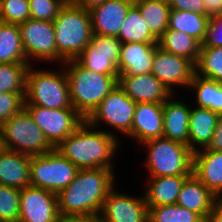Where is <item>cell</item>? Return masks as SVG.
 I'll return each instance as SVG.
<instances>
[{
    "label": "cell",
    "instance_id": "f6af8a7d",
    "mask_svg": "<svg viewBox=\"0 0 222 222\" xmlns=\"http://www.w3.org/2000/svg\"><path fill=\"white\" fill-rule=\"evenodd\" d=\"M72 4L90 11L92 8L101 5L106 0H69Z\"/></svg>",
    "mask_w": 222,
    "mask_h": 222
},
{
    "label": "cell",
    "instance_id": "f35d334b",
    "mask_svg": "<svg viewBox=\"0 0 222 222\" xmlns=\"http://www.w3.org/2000/svg\"><path fill=\"white\" fill-rule=\"evenodd\" d=\"M201 47H222V13L210 16L206 37Z\"/></svg>",
    "mask_w": 222,
    "mask_h": 222
},
{
    "label": "cell",
    "instance_id": "7a4b0ae2",
    "mask_svg": "<svg viewBox=\"0 0 222 222\" xmlns=\"http://www.w3.org/2000/svg\"><path fill=\"white\" fill-rule=\"evenodd\" d=\"M106 130H97L86 120L55 149L79 169L114 170L113 157L120 149L119 139Z\"/></svg>",
    "mask_w": 222,
    "mask_h": 222
},
{
    "label": "cell",
    "instance_id": "74e56055",
    "mask_svg": "<svg viewBox=\"0 0 222 222\" xmlns=\"http://www.w3.org/2000/svg\"><path fill=\"white\" fill-rule=\"evenodd\" d=\"M25 95L0 93V124L6 122L25 106Z\"/></svg>",
    "mask_w": 222,
    "mask_h": 222
},
{
    "label": "cell",
    "instance_id": "9c48e42d",
    "mask_svg": "<svg viewBox=\"0 0 222 222\" xmlns=\"http://www.w3.org/2000/svg\"><path fill=\"white\" fill-rule=\"evenodd\" d=\"M136 104L117 85L100 102L86 121L95 128H99L100 123H105V125H109L110 129L111 127L113 129V131L107 130L108 133L114 134L112 132H115V129L117 132L127 136L131 132Z\"/></svg>",
    "mask_w": 222,
    "mask_h": 222
},
{
    "label": "cell",
    "instance_id": "7c38bea8",
    "mask_svg": "<svg viewBox=\"0 0 222 222\" xmlns=\"http://www.w3.org/2000/svg\"><path fill=\"white\" fill-rule=\"evenodd\" d=\"M121 41L116 36L92 34L91 42L75 59L90 71L119 75Z\"/></svg>",
    "mask_w": 222,
    "mask_h": 222
},
{
    "label": "cell",
    "instance_id": "e0dca14e",
    "mask_svg": "<svg viewBox=\"0 0 222 222\" xmlns=\"http://www.w3.org/2000/svg\"><path fill=\"white\" fill-rule=\"evenodd\" d=\"M163 104L137 103L131 132L127 135L137 143L157 139L163 135Z\"/></svg>",
    "mask_w": 222,
    "mask_h": 222
},
{
    "label": "cell",
    "instance_id": "ac0fdd59",
    "mask_svg": "<svg viewBox=\"0 0 222 222\" xmlns=\"http://www.w3.org/2000/svg\"><path fill=\"white\" fill-rule=\"evenodd\" d=\"M133 4L134 0H106L92 8L89 11L92 32L117 37L127 12Z\"/></svg>",
    "mask_w": 222,
    "mask_h": 222
},
{
    "label": "cell",
    "instance_id": "b9f144b4",
    "mask_svg": "<svg viewBox=\"0 0 222 222\" xmlns=\"http://www.w3.org/2000/svg\"><path fill=\"white\" fill-rule=\"evenodd\" d=\"M206 8V15L222 13V0H203Z\"/></svg>",
    "mask_w": 222,
    "mask_h": 222
},
{
    "label": "cell",
    "instance_id": "8fae6325",
    "mask_svg": "<svg viewBox=\"0 0 222 222\" xmlns=\"http://www.w3.org/2000/svg\"><path fill=\"white\" fill-rule=\"evenodd\" d=\"M21 42L26 59L56 63L57 46L55 41V30L53 21L28 19L19 24Z\"/></svg>",
    "mask_w": 222,
    "mask_h": 222
},
{
    "label": "cell",
    "instance_id": "52a82bcc",
    "mask_svg": "<svg viewBox=\"0 0 222 222\" xmlns=\"http://www.w3.org/2000/svg\"><path fill=\"white\" fill-rule=\"evenodd\" d=\"M78 171L79 168L54 148L31 156L30 185L58 194L74 180Z\"/></svg>",
    "mask_w": 222,
    "mask_h": 222
},
{
    "label": "cell",
    "instance_id": "d590c367",
    "mask_svg": "<svg viewBox=\"0 0 222 222\" xmlns=\"http://www.w3.org/2000/svg\"><path fill=\"white\" fill-rule=\"evenodd\" d=\"M28 19L29 0H0V22L19 25Z\"/></svg>",
    "mask_w": 222,
    "mask_h": 222
},
{
    "label": "cell",
    "instance_id": "4dcf8cb0",
    "mask_svg": "<svg viewBox=\"0 0 222 222\" xmlns=\"http://www.w3.org/2000/svg\"><path fill=\"white\" fill-rule=\"evenodd\" d=\"M147 21L150 32L159 39L168 28L171 6L163 0H134Z\"/></svg>",
    "mask_w": 222,
    "mask_h": 222
},
{
    "label": "cell",
    "instance_id": "1f68e13d",
    "mask_svg": "<svg viewBox=\"0 0 222 222\" xmlns=\"http://www.w3.org/2000/svg\"><path fill=\"white\" fill-rule=\"evenodd\" d=\"M29 63L0 64V93L26 94Z\"/></svg>",
    "mask_w": 222,
    "mask_h": 222
},
{
    "label": "cell",
    "instance_id": "484cf974",
    "mask_svg": "<svg viewBox=\"0 0 222 222\" xmlns=\"http://www.w3.org/2000/svg\"><path fill=\"white\" fill-rule=\"evenodd\" d=\"M158 45L164 51L189 59L194 65L201 48V43L196 38L175 29H166L158 39Z\"/></svg>",
    "mask_w": 222,
    "mask_h": 222
},
{
    "label": "cell",
    "instance_id": "7bdbcfd3",
    "mask_svg": "<svg viewBox=\"0 0 222 222\" xmlns=\"http://www.w3.org/2000/svg\"><path fill=\"white\" fill-rule=\"evenodd\" d=\"M61 222H104L100 215L71 216L62 218Z\"/></svg>",
    "mask_w": 222,
    "mask_h": 222
},
{
    "label": "cell",
    "instance_id": "bcb514c9",
    "mask_svg": "<svg viewBox=\"0 0 222 222\" xmlns=\"http://www.w3.org/2000/svg\"><path fill=\"white\" fill-rule=\"evenodd\" d=\"M5 150H6V145L3 137L2 127L0 124V152H4Z\"/></svg>",
    "mask_w": 222,
    "mask_h": 222
},
{
    "label": "cell",
    "instance_id": "4fadbf2b",
    "mask_svg": "<svg viewBox=\"0 0 222 222\" xmlns=\"http://www.w3.org/2000/svg\"><path fill=\"white\" fill-rule=\"evenodd\" d=\"M18 222H61L57 194L46 189L27 186L20 189Z\"/></svg>",
    "mask_w": 222,
    "mask_h": 222
},
{
    "label": "cell",
    "instance_id": "5b68a950",
    "mask_svg": "<svg viewBox=\"0 0 222 222\" xmlns=\"http://www.w3.org/2000/svg\"><path fill=\"white\" fill-rule=\"evenodd\" d=\"M35 69L27 72L25 105H37L49 109L73 108L66 70ZM34 67V69H33Z\"/></svg>",
    "mask_w": 222,
    "mask_h": 222
},
{
    "label": "cell",
    "instance_id": "603a6c76",
    "mask_svg": "<svg viewBox=\"0 0 222 222\" xmlns=\"http://www.w3.org/2000/svg\"><path fill=\"white\" fill-rule=\"evenodd\" d=\"M31 156L12 150L0 152V185L22 189L30 186Z\"/></svg>",
    "mask_w": 222,
    "mask_h": 222
},
{
    "label": "cell",
    "instance_id": "30bf717a",
    "mask_svg": "<svg viewBox=\"0 0 222 222\" xmlns=\"http://www.w3.org/2000/svg\"><path fill=\"white\" fill-rule=\"evenodd\" d=\"M24 108L54 148L85 121L74 108L49 109L37 105Z\"/></svg>",
    "mask_w": 222,
    "mask_h": 222
},
{
    "label": "cell",
    "instance_id": "ffe728a7",
    "mask_svg": "<svg viewBox=\"0 0 222 222\" xmlns=\"http://www.w3.org/2000/svg\"><path fill=\"white\" fill-rule=\"evenodd\" d=\"M191 107L174 94L163 103V135L162 137L181 142L189 146V116Z\"/></svg>",
    "mask_w": 222,
    "mask_h": 222
},
{
    "label": "cell",
    "instance_id": "e575fe53",
    "mask_svg": "<svg viewBox=\"0 0 222 222\" xmlns=\"http://www.w3.org/2000/svg\"><path fill=\"white\" fill-rule=\"evenodd\" d=\"M20 189L0 185V222H18Z\"/></svg>",
    "mask_w": 222,
    "mask_h": 222
},
{
    "label": "cell",
    "instance_id": "f546056e",
    "mask_svg": "<svg viewBox=\"0 0 222 222\" xmlns=\"http://www.w3.org/2000/svg\"><path fill=\"white\" fill-rule=\"evenodd\" d=\"M28 63L19 25L0 22V64Z\"/></svg>",
    "mask_w": 222,
    "mask_h": 222
},
{
    "label": "cell",
    "instance_id": "2e32d148",
    "mask_svg": "<svg viewBox=\"0 0 222 222\" xmlns=\"http://www.w3.org/2000/svg\"><path fill=\"white\" fill-rule=\"evenodd\" d=\"M118 85L136 103L163 104L173 93L152 73L119 75Z\"/></svg>",
    "mask_w": 222,
    "mask_h": 222
},
{
    "label": "cell",
    "instance_id": "d6986e66",
    "mask_svg": "<svg viewBox=\"0 0 222 222\" xmlns=\"http://www.w3.org/2000/svg\"><path fill=\"white\" fill-rule=\"evenodd\" d=\"M158 43L131 42L122 43L119 75H143L151 73Z\"/></svg>",
    "mask_w": 222,
    "mask_h": 222
},
{
    "label": "cell",
    "instance_id": "5bb4252c",
    "mask_svg": "<svg viewBox=\"0 0 222 222\" xmlns=\"http://www.w3.org/2000/svg\"><path fill=\"white\" fill-rule=\"evenodd\" d=\"M151 73L174 94L178 86L189 87L195 74V65L189 59L164 51L158 46Z\"/></svg>",
    "mask_w": 222,
    "mask_h": 222
},
{
    "label": "cell",
    "instance_id": "d6a6232c",
    "mask_svg": "<svg viewBox=\"0 0 222 222\" xmlns=\"http://www.w3.org/2000/svg\"><path fill=\"white\" fill-rule=\"evenodd\" d=\"M195 74L222 83V47H201Z\"/></svg>",
    "mask_w": 222,
    "mask_h": 222
},
{
    "label": "cell",
    "instance_id": "83f0119b",
    "mask_svg": "<svg viewBox=\"0 0 222 222\" xmlns=\"http://www.w3.org/2000/svg\"><path fill=\"white\" fill-rule=\"evenodd\" d=\"M209 21L210 16L206 14L171 9L167 29L182 31L193 36L202 44L206 37Z\"/></svg>",
    "mask_w": 222,
    "mask_h": 222
},
{
    "label": "cell",
    "instance_id": "44dd1931",
    "mask_svg": "<svg viewBox=\"0 0 222 222\" xmlns=\"http://www.w3.org/2000/svg\"><path fill=\"white\" fill-rule=\"evenodd\" d=\"M220 202L221 200L192 174L182 185L176 204L204 218Z\"/></svg>",
    "mask_w": 222,
    "mask_h": 222
},
{
    "label": "cell",
    "instance_id": "ab89813d",
    "mask_svg": "<svg viewBox=\"0 0 222 222\" xmlns=\"http://www.w3.org/2000/svg\"><path fill=\"white\" fill-rule=\"evenodd\" d=\"M171 9L180 11H193L199 14H206L205 3L203 0H174Z\"/></svg>",
    "mask_w": 222,
    "mask_h": 222
},
{
    "label": "cell",
    "instance_id": "8992f818",
    "mask_svg": "<svg viewBox=\"0 0 222 222\" xmlns=\"http://www.w3.org/2000/svg\"><path fill=\"white\" fill-rule=\"evenodd\" d=\"M147 147L146 168L150 177L193 174L194 152L181 142L164 137L142 143Z\"/></svg>",
    "mask_w": 222,
    "mask_h": 222
},
{
    "label": "cell",
    "instance_id": "9a60e30c",
    "mask_svg": "<svg viewBox=\"0 0 222 222\" xmlns=\"http://www.w3.org/2000/svg\"><path fill=\"white\" fill-rule=\"evenodd\" d=\"M114 187L106 196L100 212L104 222H148V205L144 195L131 196Z\"/></svg>",
    "mask_w": 222,
    "mask_h": 222
},
{
    "label": "cell",
    "instance_id": "3957f363",
    "mask_svg": "<svg viewBox=\"0 0 222 222\" xmlns=\"http://www.w3.org/2000/svg\"><path fill=\"white\" fill-rule=\"evenodd\" d=\"M73 108L86 120L100 102L118 85L119 75L90 71L76 60L63 63Z\"/></svg>",
    "mask_w": 222,
    "mask_h": 222
},
{
    "label": "cell",
    "instance_id": "7402d4cb",
    "mask_svg": "<svg viewBox=\"0 0 222 222\" xmlns=\"http://www.w3.org/2000/svg\"><path fill=\"white\" fill-rule=\"evenodd\" d=\"M193 175L222 201V152L206 148L194 152Z\"/></svg>",
    "mask_w": 222,
    "mask_h": 222
},
{
    "label": "cell",
    "instance_id": "ba28073f",
    "mask_svg": "<svg viewBox=\"0 0 222 222\" xmlns=\"http://www.w3.org/2000/svg\"><path fill=\"white\" fill-rule=\"evenodd\" d=\"M1 127L7 150L32 156L54 149L25 108L2 123Z\"/></svg>",
    "mask_w": 222,
    "mask_h": 222
},
{
    "label": "cell",
    "instance_id": "6da1fadb",
    "mask_svg": "<svg viewBox=\"0 0 222 222\" xmlns=\"http://www.w3.org/2000/svg\"><path fill=\"white\" fill-rule=\"evenodd\" d=\"M115 172L105 168L79 169L74 180L57 194L61 217L99 215L106 196L116 185Z\"/></svg>",
    "mask_w": 222,
    "mask_h": 222
},
{
    "label": "cell",
    "instance_id": "ee69618b",
    "mask_svg": "<svg viewBox=\"0 0 222 222\" xmlns=\"http://www.w3.org/2000/svg\"><path fill=\"white\" fill-rule=\"evenodd\" d=\"M203 222H222V201L203 218Z\"/></svg>",
    "mask_w": 222,
    "mask_h": 222
},
{
    "label": "cell",
    "instance_id": "7dc6e473",
    "mask_svg": "<svg viewBox=\"0 0 222 222\" xmlns=\"http://www.w3.org/2000/svg\"><path fill=\"white\" fill-rule=\"evenodd\" d=\"M166 1L168 4H171L174 0H163Z\"/></svg>",
    "mask_w": 222,
    "mask_h": 222
},
{
    "label": "cell",
    "instance_id": "4316f807",
    "mask_svg": "<svg viewBox=\"0 0 222 222\" xmlns=\"http://www.w3.org/2000/svg\"><path fill=\"white\" fill-rule=\"evenodd\" d=\"M117 38L121 43H158V39L150 32L147 21L135 4L129 8Z\"/></svg>",
    "mask_w": 222,
    "mask_h": 222
},
{
    "label": "cell",
    "instance_id": "836d02e7",
    "mask_svg": "<svg viewBox=\"0 0 222 222\" xmlns=\"http://www.w3.org/2000/svg\"><path fill=\"white\" fill-rule=\"evenodd\" d=\"M148 222H203V218L194 211L173 204L148 206Z\"/></svg>",
    "mask_w": 222,
    "mask_h": 222
},
{
    "label": "cell",
    "instance_id": "cb8c5ba5",
    "mask_svg": "<svg viewBox=\"0 0 222 222\" xmlns=\"http://www.w3.org/2000/svg\"><path fill=\"white\" fill-rule=\"evenodd\" d=\"M219 116L207 108L196 106L191 108L189 116V148L193 152L208 147L216 129Z\"/></svg>",
    "mask_w": 222,
    "mask_h": 222
},
{
    "label": "cell",
    "instance_id": "d4e9b609",
    "mask_svg": "<svg viewBox=\"0 0 222 222\" xmlns=\"http://www.w3.org/2000/svg\"><path fill=\"white\" fill-rule=\"evenodd\" d=\"M190 175L150 177L144 195L148 206L176 204L182 185Z\"/></svg>",
    "mask_w": 222,
    "mask_h": 222
},
{
    "label": "cell",
    "instance_id": "8d00e7d4",
    "mask_svg": "<svg viewBox=\"0 0 222 222\" xmlns=\"http://www.w3.org/2000/svg\"><path fill=\"white\" fill-rule=\"evenodd\" d=\"M68 0H29L30 18L53 21Z\"/></svg>",
    "mask_w": 222,
    "mask_h": 222
},
{
    "label": "cell",
    "instance_id": "277c9868",
    "mask_svg": "<svg viewBox=\"0 0 222 222\" xmlns=\"http://www.w3.org/2000/svg\"><path fill=\"white\" fill-rule=\"evenodd\" d=\"M57 46V63L75 60L92 39L91 16L69 0L53 20Z\"/></svg>",
    "mask_w": 222,
    "mask_h": 222
},
{
    "label": "cell",
    "instance_id": "60d3db41",
    "mask_svg": "<svg viewBox=\"0 0 222 222\" xmlns=\"http://www.w3.org/2000/svg\"><path fill=\"white\" fill-rule=\"evenodd\" d=\"M206 149L222 152V114L219 116L213 137Z\"/></svg>",
    "mask_w": 222,
    "mask_h": 222
},
{
    "label": "cell",
    "instance_id": "f1b7e54d",
    "mask_svg": "<svg viewBox=\"0 0 222 222\" xmlns=\"http://www.w3.org/2000/svg\"><path fill=\"white\" fill-rule=\"evenodd\" d=\"M188 88L196 91L194 106L222 114V83L194 74Z\"/></svg>",
    "mask_w": 222,
    "mask_h": 222
}]
</instances>
